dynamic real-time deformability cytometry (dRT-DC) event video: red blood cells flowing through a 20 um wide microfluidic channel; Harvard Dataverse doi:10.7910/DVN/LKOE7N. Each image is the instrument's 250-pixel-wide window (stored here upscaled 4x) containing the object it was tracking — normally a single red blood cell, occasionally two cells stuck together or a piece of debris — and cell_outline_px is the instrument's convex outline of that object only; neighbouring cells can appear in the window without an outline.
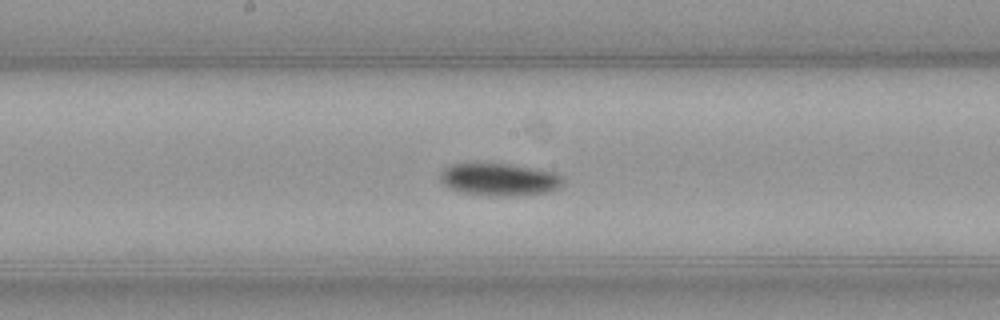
{"species": "common noctule bat (a hibernating species)", "species_latin": "Nyctalus noctula", "temperature_condition": "warm", "stored_images_in_passage": 36, "camera_frame_rate_fps": 3000, "um_per_image_px": 0.085, "animal": {"sex": "female", "body_mass_g": 21.9}, "frame": {"image": 1, "passage_image": 11, "time_ms": 3.333, "image_size_px": [1000, 320], "cell_outline_px": [[564, 184], [560, 188], [544, 192], [520, 196], [492, 196], [464, 192], [448, 188], [440, 180], [440, 172], [444, 168], [452, 164], [508, 164], [536, 168], [552, 172], [564, 176]], "centroid_in_image_um": [42.48, 15.26], "position_along_channel_um": 205.7, "area_um2": 23.29}}
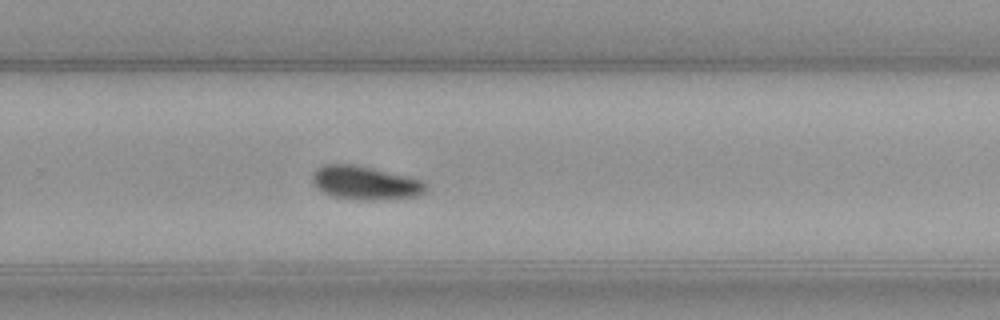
{"frame": {"image": 2, "passage_image": 18, "time_ms": 5.667, "image_size_px": [1000, 320], "cell_outline_px": [[424, 192], [416, 196], [380, 200], [360, 200], [332, 196], [316, 188], [312, 180], [312, 176], [316, 168], [324, 164], [352, 164], [424, 180]], "centroid_in_image_um": [30.99, 15.55], "position_along_channel_um": 298.8, "area_um2": 21.96}}
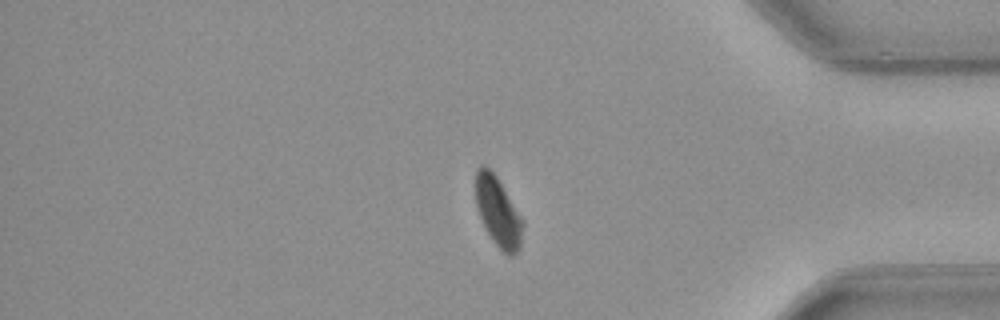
{"frame": {"image": 3, "passage_image": 27, "time_ms": 8.667, "image_size_px": [1000, 320], "cell_outline_px": [[524, 224], [520, 248], [512, 256], [508, 256], [492, 240], [476, 208], [476, 168], [480, 164], [484, 164], [496, 176], [524, 220]], "centroid_in_image_um": [42.35, 18.0], "position_along_channel_um": 392.9, "area_um2": 19.02}}